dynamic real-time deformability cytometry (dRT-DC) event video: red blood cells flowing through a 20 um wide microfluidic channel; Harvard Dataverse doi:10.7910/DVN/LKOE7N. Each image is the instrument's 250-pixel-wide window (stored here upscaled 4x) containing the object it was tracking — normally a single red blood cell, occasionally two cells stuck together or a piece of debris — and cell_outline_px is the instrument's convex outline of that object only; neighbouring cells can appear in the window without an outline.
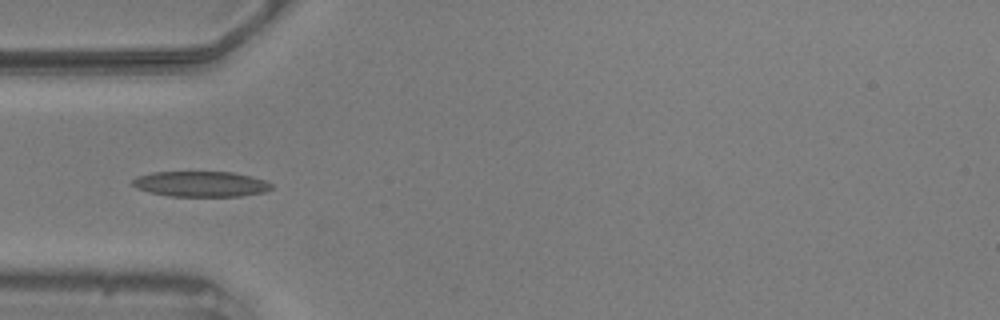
{"species": "common noctule bat (a hibernating species)", "species_latin": "Nyctalus noctula", "temperature_condition": "warm", "stored_images_in_passage": 39, "camera_frame_rate_fps": 3000, "um_per_image_px": 0.085, "animal": {"sex": "male", "body_mass_g": 20.5, "forearm_length_mm": 52.5}, "frame": {"image": 1, "passage_image": 1, "time_ms": 0.0, "image_size_px": [1000, 320], "cell_outline_px": [[272, 188], [264, 192], [240, 196], [168, 196], [148, 192], [136, 188], [132, 184], [132, 180], [136, 176], [152, 172], [232, 172], [252, 176], [264, 180], [272, 184]], "centroid_in_image_um": [17.04, 15.64], "position_along_channel_um": 68.0, "area_um2": 20.69}, "authors_computed_cell_mechanics": {"area_um2": 19.4208, "velocity_mm_per_s": 3.5796, "shape_relaxation_time_tau1_ms": 6.3065, "shape_relaxation_time_tau2_ms": 3.1922, "deformation_change_tau1": 0.1466, "deformation_change_tau2": 0.1342}}